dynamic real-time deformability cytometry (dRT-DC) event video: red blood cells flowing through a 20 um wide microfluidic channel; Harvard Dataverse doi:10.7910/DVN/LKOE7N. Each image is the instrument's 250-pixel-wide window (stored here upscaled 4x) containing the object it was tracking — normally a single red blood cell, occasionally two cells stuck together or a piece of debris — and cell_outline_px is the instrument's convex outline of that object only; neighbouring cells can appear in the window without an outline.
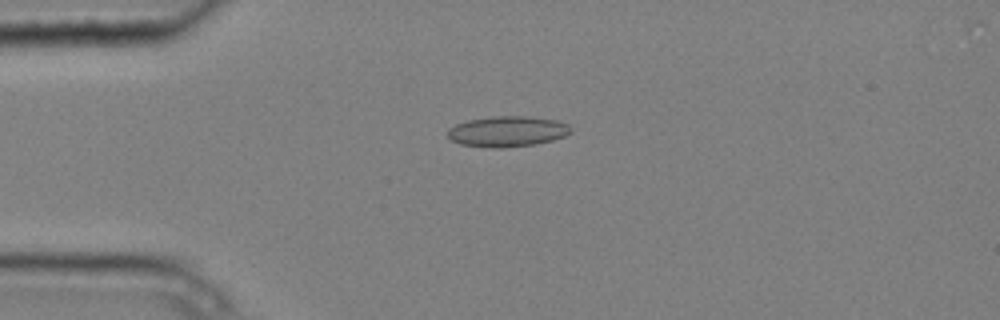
{"species": "common noctule bat (a hibernating species)", "species_latin": "Nyctalus noctula", "temperature_condition": "cold", "stored_images_in_passage": 4, "camera_frame_rate_fps": 3000, "um_per_image_px": 0.085, "animal": {"sex": "male", "body_mass_g": 20.4}, "frame": {"image": 1, "passage_image": 4, "time_ms": 1.0, "image_size_px": [1000, 320], "cell_outline_px": [[572, 132], [564, 136], [552, 140], [536, 144], [500, 148], [492, 148], [460, 144], [452, 140], [448, 136], [448, 128], [456, 124], [468, 120], [492, 116], [528, 116], [556, 120], [568, 124], [572, 128]], "centroid_in_image_um": [43.14, 11.17], "position_along_channel_um": 41.9, "area_um2": 22.02}}